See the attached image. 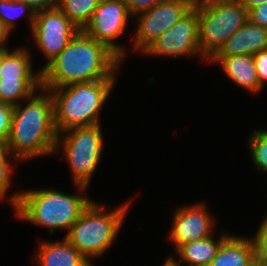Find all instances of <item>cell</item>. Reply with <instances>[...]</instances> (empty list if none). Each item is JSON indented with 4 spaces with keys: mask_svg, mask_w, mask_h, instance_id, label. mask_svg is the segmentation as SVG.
<instances>
[{
    "mask_svg": "<svg viewBox=\"0 0 267 266\" xmlns=\"http://www.w3.org/2000/svg\"><path fill=\"white\" fill-rule=\"evenodd\" d=\"M196 0H162L137 15L133 51L143 53L153 41L176 24L193 7ZM135 49V50H134Z\"/></svg>",
    "mask_w": 267,
    "mask_h": 266,
    "instance_id": "cell-8",
    "label": "cell"
},
{
    "mask_svg": "<svg viewBox=\"0 0 267 266\" xmlns=\"http://www.w3.org/2000/svg\"><path fill=\"white\" fill-rule=\"evenodd\" d=\"M14 106L0 101V140L6 144L11 130Z\"/></svg>",
    "mask_w": 267,
    "mask_h": 266,
    "instance_id": "cell-25",
    "label": "cell"
},
{
    "mask_svg": "<svg viewBox=\"0 0 267 266\" xmlns=\"http://www.w3.org/2000/svg\"><path fill=\"white\" fill-rule=\"evenodd\" d=\"M130 17L133 16L123 0H101L89 23L82 31L105 45L122 61L126 51L123 45H119L115 40L127 29V22Z\"/></svg>",
    "mask_w": 267,
    "mask_h": 266,
    "instance_id": "cell-9",
    "label": "cell"
},
{
    "mask_svg": "<svg viewBox=\"0 0 267 266\" xmlns=\"http://www.w3.org/2000/svg\"><path fill=\"white\" fill-rule=\"evenodd\" d=\"M8 46H0V67L2 65V62L4 60V57L10 52Z\"/></svg>",
    "mask_w": 267,
    "mask_h": 266,
    "instance_id": "cell-32",
    "label": "cell"
},
{
    "mask_svg": "<svg viewBox=\"0 0 267 266\" xmlns=\"http://www.w3.org/2000/svg\"><path fill=\"white\" fill-rule=\"evenodd\" d=\"M148 55L159 57H188L202 54L199 50V14L193 7L176 24L159 36L143 52Z\"/></svg>",
    "mask_w": 267,
    "mask_h": 266,
    "instance_id": "cell-11",
    "label": "cell"
},
{
    "mask_svg": "<svg viewBox=\"0 0 267 266\" xmlns=\"http://www.w3.org/2000/svg\"><path fill=\"white\" fill-rule=\"evenodd\" d=\"M250 240L254 248L256 265L267 266V215L257 229L256 236Z\"/></svg>",
    "mask_w": 267,
    "mask_h": 266,
    "instance_id": "cell-23",
    "label": "cell"
},
{
    "mask_svg": "<svg viewBox=\"0 0 267 266\" xmlns=\"http://www.w3.org/2000/svg\"><path fill=\"white\" fill-rule=\"evenodd\" d=\"M116 81L101 79L60 88H44L52 95L57 133L74 127L100 124V110Z\"/></svg>",
    "mask_w": 267,
    "mask_h": 266,
    "instance_id": "cell-4",
    "label": "cell"
},
{
    "mask_svg": "<svg viewBox=\"0 0 267 266\" xmlns=\"http://www.w3.org/2000/svg\"><path fill=\"white\" fill-rule=\"evenodd\" d=\"M248 140L254 165L259 171L267 173V130L256 129Z\"/></svg>",
    "mask_w": 267,
    "mask_h": 266,
    "instance_id": "cell-22",
    "label": "cell"
},
{
    "mask_svg": "<svg viewBox=\"0 0 267 266\" xmlns=\"http://www.w3.org/2000/svg\"><path fill=\"white\" fill-rule=\"evenodd\" d=\"M78 195H70L52 189L26 190L13 193L8 203L14 208L18 219L43 226L49 233L66 229L67 233L81 213L93 201L85 191L87 187L74 184ZM85 191V192H84ZM84 192V194H80ZM80 194V195H79Z\"/></svg>",
    "mask_w": 267,
    "mask_h": 266,
    "instance_id": "cell-3",
    "label": "cell"
},
{
    "mask_svg": "<svg viewBox=\"0 0 267 266\" xmlns=\"http://www.w3.org/2000/svg\"><path fill=\"white\" fill-rule=\"evenodd\" d=\"M248 20L267 29V2L248 10Z\"/></svg>",
    "mask_w": 267,
    "mask_h": 266,
    "instance_id": "cell-27",
    "label": "cell"
},
{
    "mask_svg": "<svg viewBox=\"0 0 267 266\" xmlns=\"http://www.w3.org/2000/svg\"><path fill=\"white\" fill-rule=\"evenodd\" d=\"M131 202L109 211L92 201L66 233L65 239L89 262L103 256L113 245Z\"/></svg>",
    "mask_w": 267,
    "mask_h": 266,
    "instance_id": "cell-5",
    "label": "cell"
},
{
    "mask_svg": "<svg viewBox=\"0 0 267 266\" xmlns=\"http://www.w3.org/2000/svg\"><path fill=\"white\" fill-rule=\"evenodd\" d=\"M161 1L162 0H123L133 18L136 14L149 10Z\"/></svg>",
    "mask_w": 267,
    "mask_h": 266,
    "instance_id": "cell-28",
    "label": "cell"
},
{
    "mask_svg": "<svg viewBox=\"0 0 267 266\" xmlns=\"http://www.w3.org/2000/svg\"><path fill=\"white\" fill-rule=\"evenodd\" d=\"M247 10L253 8L256 5L263 4L267 2V0H239Z\"/></svg>",
    "mask_w": 267,
    "mask_h": 266,
    "instance_id": "cell-31",
    "label": "cell"
},
{
    "mask_svg": "<svg viewBox=\"0 0 267 266\" xmlns=\"http://www.w3.org/2000/svg\"><path fill=\"white\" fill-rule=\"evenodd\" d=\"M39 91L40 95L34 93L26 99L25 107L21 102L14 106L5 146L16 162L54 155L58 133L54 122L53 99L49 90L41 87Z\"/></svg>",
    "mask_w": 267,
    "mask_h": 266,
    "instance_id": "cell-2",
    "label": "cell"
},
{
    "mask_svg": "<svg viewBox=\"0 0 267 266\" xmlns=\"http://www.w3.org/2000/svg\"><path fill=\"white\" fill-rule=\"evenodd\" d=\"M121 62L105 45L80 30L52 61L41 67L42 88L116 79Z\"/></svg>",
    "mask_w": 267,
    "mask_h": 266,
    "instance_id": "cell-1",
    "label": "cell"
},
{
    "mask_svg": "<svg viewBox=\"0 0 267 266\" xmlns=\"http://www.w3.org/2000/svg\"><path fill=\"white\" fill-rule=\"evenodd\" d=\"M0 152H8L5 144L0 140Z\"/></svg>",
    "mask_w": 267,
    "mask_h": 266,
    "instance_id": "cell-33",
    "label": "cell"
},
{
    "mask_svg": "<svg viewBox=\"0 0 267 266\" xmlns=\"http://www.w3.org/2000/svg\"><path fill=\"white\" fill-rule=\"evenodd\" d=\"M267 49V29L249 20L235 31L214 56L253 55Z\"/></svg>",
    "mask_w": 267,
    "mask_h": 266,
    "instance_id": "cell-13",
    "label": "cell"
},
{
    "mask_svg": "<svg viewBox=\"0 0 267 266\" xmlns=\"http://www.w3.org/2000/svg\"><path fill=\"white\" fill-rule=\"evenodd\" d=\"M28 13L30 29L32 30L36 11L32 9L23 1L18 0H0V20L4 25L12 31L15 28L16 18L23 15V13Z\"/></svg>",
    "mask_w": 267,
    "mask_h": 266,
    "instance_id": "cell-21",
    "label": "cell"
},
{
    "mask_svg": "<svg viewBox=\"0 0 267 266\" xmlns=\"http://www.w3.org/2000/svg\"><path fill=\"white\" fill-rule=\"evenodd\" d=\"M18 1L25 2L32 9H34L36 12L56 7L58 5V2H59V0H18Z\"/></svg>",
    "mask_w": 267,
    "mask_h": 266,
    "instance_id": "cell-29",
    "label": "cell"
},
{
    "mask_svg": "<svg viewBox=\"0 0 267 266\" xmlns=\"http://www.w3.org/2000/svg\"><path fill=\"white\" fill-rule=\"evenodd\" d=\"M80 31L56 6L37 11L31 30L37 49L52 61Z\"/></svg>",
    "mask_w": 267,
    "mask_h": 266,
    "instance_id": "cell-10",
    "label": "cell"
},
{
    "mask_svg": "<svg viewBox=\"0 0 267 266\" xmlns=\"http://www.w3.org/2000/svg\"><path fill=\"white\" fill-rule=\"evenodd\" d=\"M199 14V50L208 62L227 39L248 21V10L239 0H196Z\"/></svg>",
    "mask_w": 267,
    "mask_h": 266,
    "instance_id": "cell-6",
    "label": "cell"
},
{
    "mask_svg": "<svg viewBox=\"0 0 267 266\" xmlns=\"http://www.w3.org/2000/svg\"><path fill=\"white\" fill-rule=\"evenodd\" d=\"M253 58L259 79V84L263 88L267 83V49L253 54Z\"/></svg>",
    "mask_w": 267,
    "mask_h": 266,
    "instance_id": "cell-26",
    "label": "cell"
},
{
    "mask_svg": "<svg viewBox=\"0 0 267 266\" xmlns=\"http://www.w3.org/2000/svg\"><path fill=\"white\" fill-rule=\"evenodd\" d=\"M101 0H59L57 7L70 21L83 30Z\"/></svg>",
    "mask_w": 267,
    "mask_h": 266,
    "instance_id": "cell-20",
    "label": "cell"
},
{
    "mask_svg": "<svg viewBox=\"0 0 267 266\" xmlns=\"http://www.w3.org/2000/svg\"><path fill=\"white\" fill-rule=\"evenodd\" d=\"M32 53L27 48L11 50L0 67V79L41 78V70L34 72Z\"/></svg>",
    "mask_w": 267,
    "mask_h": 266,
    "instance_id": "cell-18",
    "label": "cell"
},
{
    "mask_svg": "<svg viewBox=\"0 0 267 266\" xmlns=\"http://www.w3.org/2000/svg\"><path fill=\"white\" fill-rule=\"evenodd\" d=\"M163 266H171L167 261L163 264Z\"/></svg>",
    "mask_w": 267,
    "mask_h": 266,
    "instance_id": "cell-34",
    "label": "cell"
},
{
    "mask_svg": "<svg viewBox=\"0 0 267 266\" xmlns=\"http://www.w3.org/2000/svg\"><path fill=\"white\" fill-rule=\"evenodd\" d=\"M208 266H257L250 237L231 234Z\"/></svg>",
    "mask_w": 267,
    "mask_h": 266,
    "instance_id": "cell-17",
    "label": "cell"
},
{
    "mask_svg": "<svg viewBox=\"0 0 267 266\" xmlns=\"http://www.w3.org/2000/svg\"><path fill=\"white\" fill-rule=\"evenodd\" d=\"M103 143L100 124L74 127L58 134L54 154L63 148L62 152L69 163L74 183L89 187L102 157Z\"/></svg>",
    "mask_w": 267,
    "mask_h": 266,
    "instance_id": "cell-7",
    "label": "cell"
},
{
    "mask_svg": "<svg viewBox=\"0 0 267 266\" xmlns=\"http://www.w3.org/2000/svg\"><path fill=\"white\" fill-rule=\"evenodd\" d=\"M11 31L0 20V46H6Z\"/></svg>",
    "mask_w": 267,
    "mask_h": 266,
    "instance_id": "cell-30",
    "label": "cell"
},
{
    "mask_svg": "<svg viewBox=\"0 0 267 266\" xmlns=\"http://www.w3.org/2000/svg\"><path fill=\"white\" fill-rule=\"evenodd\" d=\"M208 62L219 63L230 80L249 92L256 94L263 89L259 84L253 55L213 56Z\"/></svg>",
    "mask_w": 267,
    "mask_h": 266,
    "instance_id": "cell-14",
    "label": "cell"
},
{
    "mask_svg": "<svg viewBox=\"0 0 267 266\" xmlns=\"http://www.w3.org/2000/svg\"><path fill=\"white\" fill-rule=\"evenodd\" d=\"M229 236L230 234L226 233L222 234L217 240H214V238L210 236L181 245L176 250V254L180 257L179 262H186V266H208L217 255L221 244ZM166 261L171 266H181L178 261H175L174 257H171V255Z\"/></svg>",
    "mask_w": 267,
    "mask_h": 266,
    "instance_id": "cell-16",
    "label": "cell"
},
{
    "mask_svg": "<svg viewBox=\"0 0 267 266\" xmlns=\"http://www.w3.org/2000/svg\"><path fill=\"white\" fill-rule=\"evenodd\" d=\"M40 242L34 258L36 266H93V262H89L65 238L57 242Z\"/></svg>",
    "mask_w": 267,
    "mask_h": 266,
    "instance_id": "cell-15",
    "label": "cell"
},
{
    "mask_svg": "<svg viewBox=\"0 0 267 266\" xmlns=\"http://www.w3.org/2000/svg\"><path fill=\"white\" fill-rule=\"evenodd\" d=\"M169 239L174 242L175 251L191 241L212 236L214 230L213 216L205 203L176 207Z\"/></svg>",
    "mask_w": 267,
    "mask_h": 266,
    "instance_id": "cell-12",
    "label": "cell"
},
{
    "mask_svg": "<svg viewBox=\"0 0 267 266\" xmlns=\"http://www.w3.org/2000/svg\"><path fill=\"white\" fill-rule=\"evenodd\" d=\"M12 158V159H11ZM10 160H16L9 152H0V200L6 197L12 181V164Z\"/></svg>",
    "mask_w": 267,
    "mask_h": 266,
    "instance_id": "cell-24",
    "label": "cell"
},
{
    "mask_svg": "<svg viewBox=\"0 0 267 266\" xmlns=\"http://www.w3.org/2000/svg\"><path fill=\"white\" fill-rule=\"evenodd\" d=\"M42 87L41 78L0 79V101L18 105L37 93Z\"/></svg>",
    "mask_w": 267,
    "mask_h": 266,
    "instance_id": "cell-19",
    "label": "cell"
}]
</instances>
